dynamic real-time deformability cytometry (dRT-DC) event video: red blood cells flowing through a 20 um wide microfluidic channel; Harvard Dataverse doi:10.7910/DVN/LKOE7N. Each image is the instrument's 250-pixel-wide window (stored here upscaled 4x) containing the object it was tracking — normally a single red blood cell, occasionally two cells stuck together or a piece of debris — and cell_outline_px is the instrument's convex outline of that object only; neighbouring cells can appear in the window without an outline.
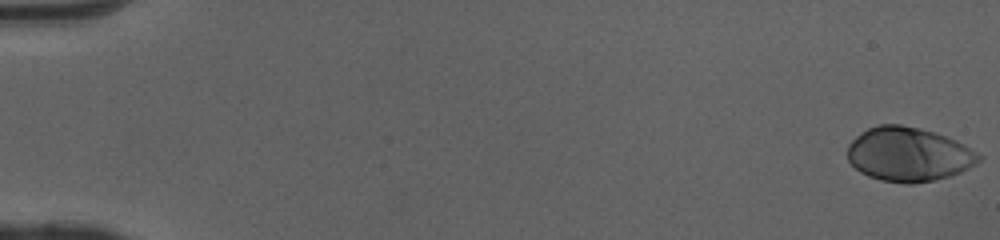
{"species": "human", "species_latin": "Homo sapiens", "temperature_condition": "cold", "stored_images_in_passage": 52, "segment_of_instrument_passage": [1, 2], "camera_frame_rate_fps": 3000, "um_per_image_px": 0.085, "donor": {"sex": "female"}, "frame": {"image": 1, "passage_image": 1, "time_ms": 0.0, "image_size_px": [1000, 240], "cell_outline_px": [[984, 156], [976, 164], [960, 172], [948, 176], [932, 180], [912, 184], [904, 184], [880, 180], [868, 176], [860, 172], [848, 160], [848, 144], [860, 132], [868, 128], [880, 124], [900, 124], [932, 132], [956, 140], [964, 144]], "centroid_in_image_um": [77.22, 13.12], "position_along_channel_um": 7.8, "area_um2": 41.33}}
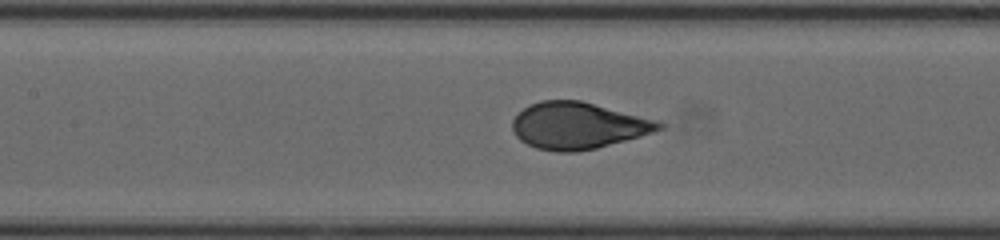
{"frame": {"image": 2, "passage_image": 25, "time_ms": 8.0, "image_size_px": [1000, 240], "cell_outline_px": [[664, 128], [640, 136], [596, 148], [576, 152], [556, 152], [536, 148], [520, 140], [516, 136], [512, 128], [512, 120], [524, 108], [540, 100], [580, 100], [660, 120], [664, 124]], "centroid_in_image_um": [49.15, 10.68], "position_along_channel_um": 158.2, "area_um2": 39.88}}
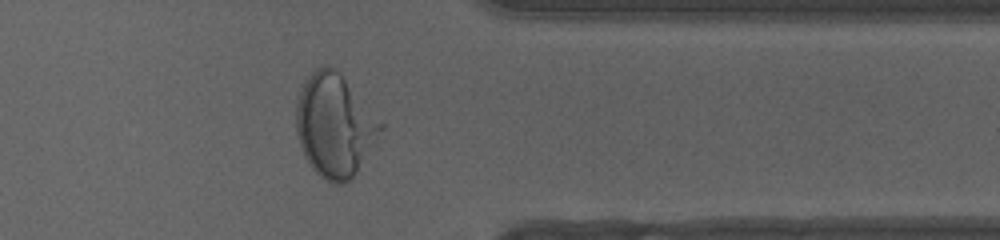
{"frame": {"image": 3, "passage_image": 42, "time_ms": 13.667, "image_size_px": [1000, 240], "cell_outline_px": [[384, 128], [356, 172], [344, 184], [332, 184], [324, 180], [312, 168], [304, 156], [296, 136], [296, 100], [308, 76], [316, 68], [332, 68], [340, 72], [384, 124]], "centroid_in_image_um": [28.43, 10.68], "position_along_channel_um": 383.0, "area_um2": 50.29}}